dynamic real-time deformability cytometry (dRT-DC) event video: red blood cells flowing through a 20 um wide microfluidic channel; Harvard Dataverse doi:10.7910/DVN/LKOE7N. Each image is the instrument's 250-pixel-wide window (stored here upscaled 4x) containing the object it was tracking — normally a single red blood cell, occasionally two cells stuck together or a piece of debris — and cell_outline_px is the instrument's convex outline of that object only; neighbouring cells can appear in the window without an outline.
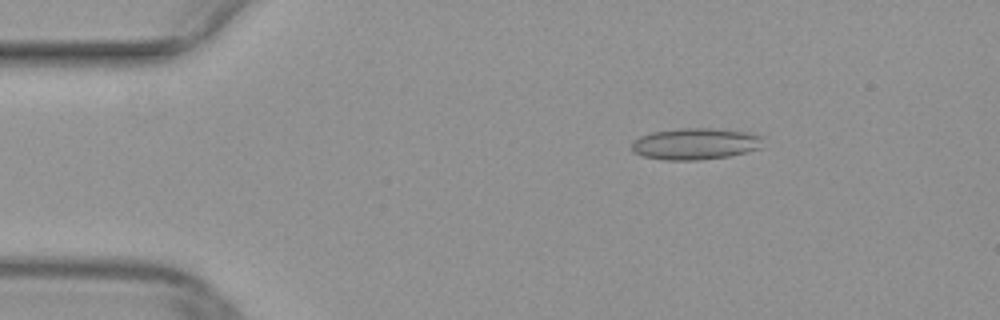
{"species": "common noctule bat (a hibernating species)", "species_latin": "Nyctalus noctula", "temperature_condition": "warm", "stored_images_in_passage": 43, "camera_frame_rate_fps": 3000, "um_per_image_px": 0.085, "animal": {"sex": "female", "body_mass_g": 29.2, "forearm_length_mm": 56.3}, "frame": {"image": 1, "passage_image": 1, "time_ms": 0.0, "image_size_px": [1000, 320], "cell_outline_px": [[764, 136], [760, 148], [728, 156], [696, 160], [664, 160], [644, 156], [632, 152], [632, 140], [640, 136], [652, 132], [680, 128], [716, 128], [752, 132]], "centroid_in_image_um": [59.11, 12.21], "position_along_channel_um": 25.9, "area_um2": 24.33}}
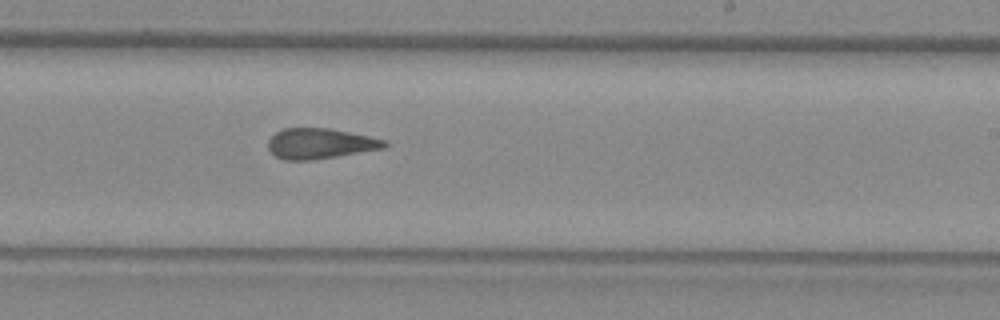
{"frame": {"image": 2, "passage_image": 23, "time_ms": 7.333, "image_size_px": [1000, 320], "cell_outline_px": [[388, 144], [384, 148], [336, 156], [308, 160], [284, 160], [276, 156], [268, 148], [268, 140], [276, 132], [284, 128], [328, 128], [388, 140]], "centroid_in_image_um": [27.2, 12.2], "position_along_channel_um": 261.8, "area_um2": 20.4}}
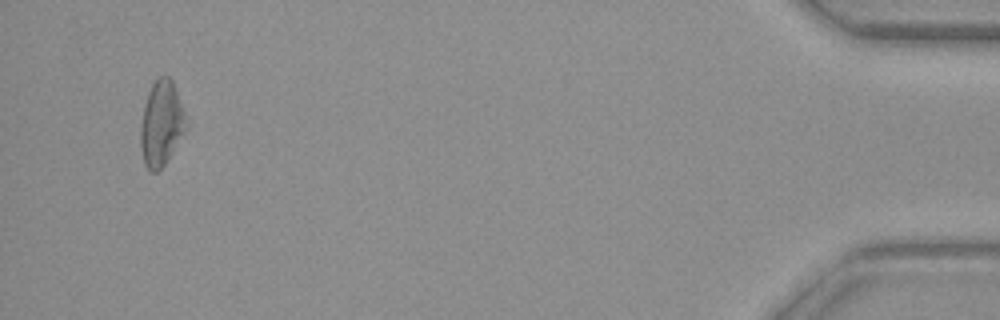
{"frame": {"image": 3, "passage_image": 41, "time_ms": 13.333, "image_size_px": [1000, 320], "cell_outline_px": [[188, 128], [164, 164], [156, 172], [152, 172], [144, 164], [140, 148], [140, 124], [144, 104], [148, 92], [152, 84], [160, 76], [168, 76], [172, 80], [184, 112], [188, 124]], "centroid_in_image_um": [13.7, 10.5], "position_along_channel_um": 421.5, "area_um2": 22.54}}